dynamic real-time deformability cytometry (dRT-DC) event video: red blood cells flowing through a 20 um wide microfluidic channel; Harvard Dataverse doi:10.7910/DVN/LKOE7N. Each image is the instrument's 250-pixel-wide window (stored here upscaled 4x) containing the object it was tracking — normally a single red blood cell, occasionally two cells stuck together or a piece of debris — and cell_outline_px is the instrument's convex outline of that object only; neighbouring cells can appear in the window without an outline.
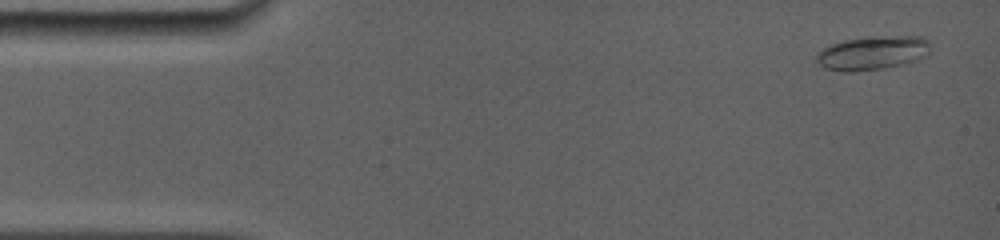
{"species": "common noctule bat (a hibernating species)", "species_latin": "Nyctalus noctula", "temperature_condition": "room temperature", "stored_images_in_passage": 19, "camera_frame_rate_fps": 5000, "um_per_image_px": 0.085, "animal": {"sex": "female", "body_mass_g": 19.0, "forearm_length_mm": 56.7}, "frame": {"image": 1, "passage_image": 1, "time_ms": 0.0, "image_size_px": [1000, 240], "cell_outline_px": [[928, 52], [924, 56], [916, 60], [900, 64], [880, 68], [848, 72], [844, 72], [824, 68], [816, 60], [816, 52], [832, 44], [844, 40], [896, 36], [920, 36], [928, 40]], "centroid_in_image_um": [74.12, 4.51], "position_along_channel_um": 10.9, "area_um2": 21.79}}
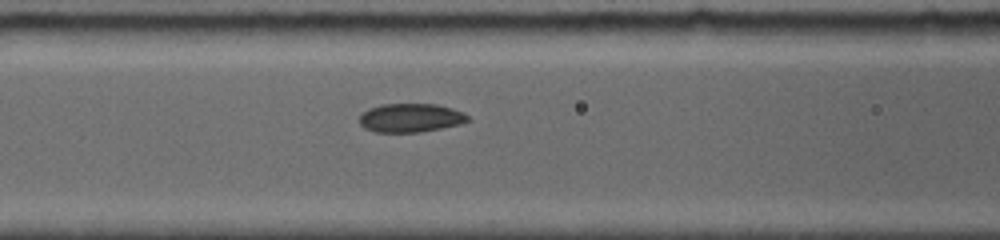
{"frame": {"image": 2, "passage_image": 11, "time_ms": 5.8, "image_size_px": [1000, 240], "cell_outline_px": [[468, 120], [460, 124], [420, 132], [376, 132], [364, 128], [360, 124], [360, 116], [368, 108], [380, 104], [436, 104], [452, 108], [464, 112], [468, 116]], "centroid_in_image_um": [34.88, 10.01], "position_along_channel_um": 131.7, "area_um2": 18.09}}
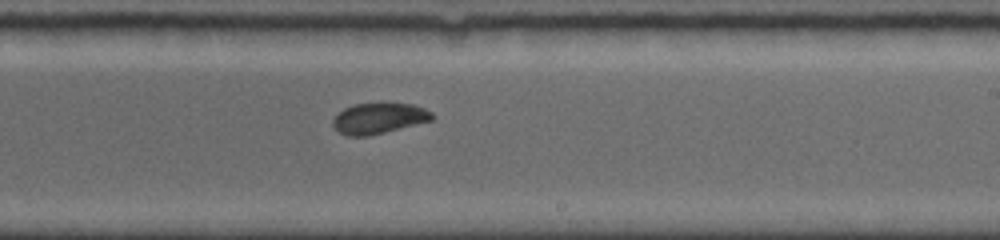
{"frame": {"image": 3, "passage_image": 19, "time_ms": 9.0, "image_size_px": [1000, 240], "cell_outline_px": [[436, 116], [432, 120], [368, 136], [348, 136], [340, 132], [332, 124], [332, 120], [344, 108], [356, 104], [380, 100], [384, 100], [412, 104], [424, 108], [432, 112]], "centroid_in_image_um": [32.24, 10.0], "position_along_channel_um": 256.8, "area_um2": 18.26}}